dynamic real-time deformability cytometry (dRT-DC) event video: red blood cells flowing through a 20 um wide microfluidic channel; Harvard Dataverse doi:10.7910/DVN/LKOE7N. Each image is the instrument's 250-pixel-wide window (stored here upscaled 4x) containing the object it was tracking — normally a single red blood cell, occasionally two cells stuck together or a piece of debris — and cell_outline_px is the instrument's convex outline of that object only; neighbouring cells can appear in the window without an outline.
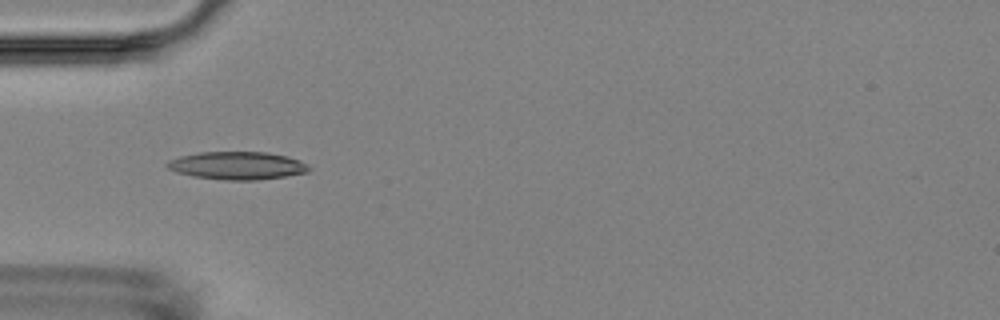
{"species": "Egyptian fruit bat (a non-hibernating species)", "species_latin": "Rousettus aegyptiacus", "temperature_condition": "room temperature", "stored_images_in_passage": 14, "camera_frame_rate_fps": 3000, "um_per_image_px": 0.085, "animal": {"sex": "female"}, "frame": {"image": 1, "passage_image": 4, "time_ms": 4.667, "image_size_px": [1000, 320], "cell_outline_px": [[312, 168], [308, 172], [284, 176], [256, 180], [224, 180], [192, 176], [176, 172], [168, 168], [164, 164], [168, 160], [180, 156], [200, 152], [268, 152], [288, 156], [300, 160], [308, 164]], "centroid_in_image_um": [20.17, 14.07], "position_along_channel_um": 64.8, "area_um2": 23.18}}
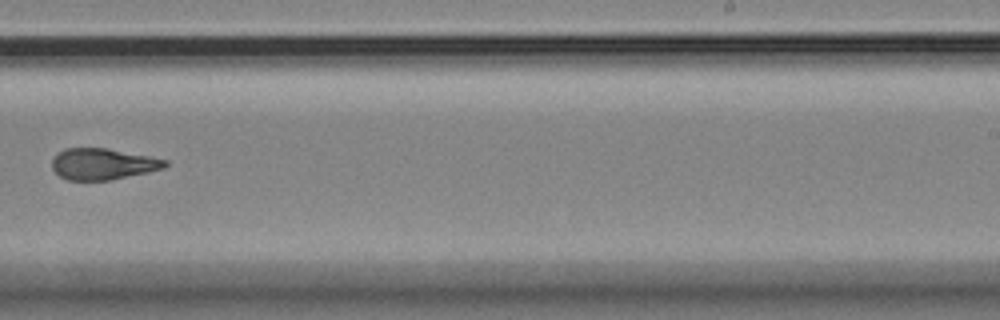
{"frame": {"image": 2, "passage_image": 9, "time_ms": 10.667, "image_size_px": [1000, 320], "cell_outline_px": [[168, 164], [164, 168], [148, 172], [108, 180], [68, 180], [60, 176], [52, 168], [52, 160], [64, 148], [104, 148], [148, 156], [168, 160]], "centroid_in_image_um": [8.74, 13.94], "position_along_channel_um": 280.3, "area_um2": 20.29}}
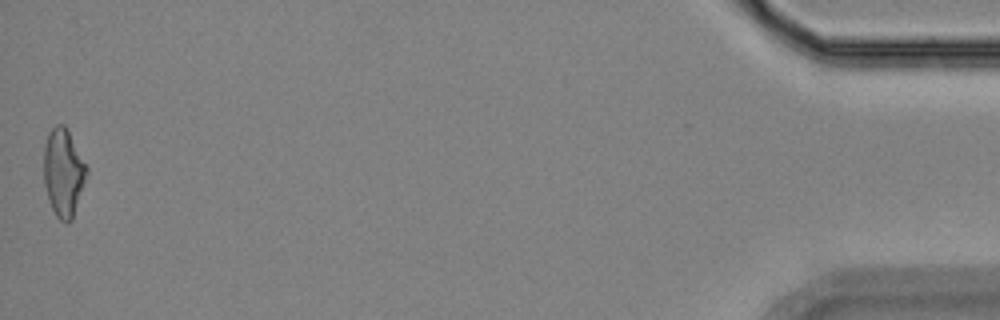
{"frame": {"image": 3, "passage_image": 14, "time_ms": 17.333, "image_size_px": [1000, 320], "cell_outline_px": [[88, 172], [72, 220], [60, 220], [56, 216], [52, 208], [44, 184], [44, 144], [48, 132], [56, 124], [64, 124], [88, 168]], "centroid_in_image_um": [5.38, 14.64], "position_along_channel_um": 429.8, "area_um2": 21.62}, "authors_computed_cell_mechanics": {"area_um2": 21.5883, "velocity_mm_per_s": 3.6071, "shape_relaxation_time_tau1_ms": null, "shape_relaxation_time_tau2_ms": 3.3953, "deformation_change_tau1": null, "deformation_change_tau2": 0.0973}}